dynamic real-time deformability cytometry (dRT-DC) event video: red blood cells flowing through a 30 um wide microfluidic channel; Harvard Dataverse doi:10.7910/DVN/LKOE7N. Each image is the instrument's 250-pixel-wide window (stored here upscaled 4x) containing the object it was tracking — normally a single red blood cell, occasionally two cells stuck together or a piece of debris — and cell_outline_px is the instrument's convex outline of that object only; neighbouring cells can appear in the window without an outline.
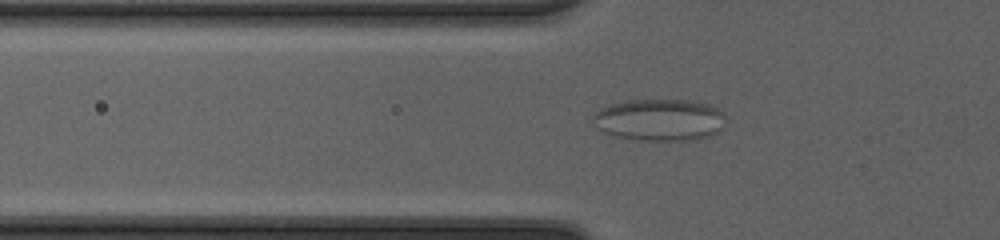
{"species": "common noctule bat (a hibernating species)", "species_latin": "Nyctalus noctula", "temperature_condition": "cold", "stored_images_in_passage": 48, "camera_frame_rate_fps": 3000, "um_per_image_px": 0.085, "animal": {"sex": "female", "body_mass_g": 20.0, "forearm_length_mm": 54.0}, "frame": {"image": 1, "passage_image": 17, "time_ms": 5.333, "image_size_px": [1000, 240], "cell_outline_px": [[720, 112], [712, 132], [704, 136], [684, 140], [640, 140], [616, 136], [604, 132], [596, 128], [592, 120], [592, 116], [600, 108], [624, 100], [684, 100], [704, 104], [716, 108]], "centroid_in_image_um": [55.82, 10.17], "position_along_channel_um": 70.0, "area_um2": 30.92}}
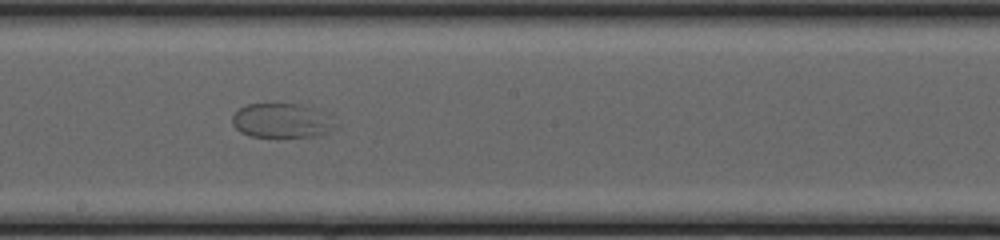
{"frame": {"image": 2, "passage_image": 28, "time_ms": 9.0, "image_size_px": [1000, 240], "cell_outline_px": [[324, 132], [312, 136], [248, 136], [240, 132], [232, 124], [232, 116], [240, 108], [248, 104], [272, 100], [300, 104], [308, 108], [320, 124]], "centroid_in_image_um": [23.47, 10.19], "position_along_channel_um": 224.7, "area_um2": 18.84}}
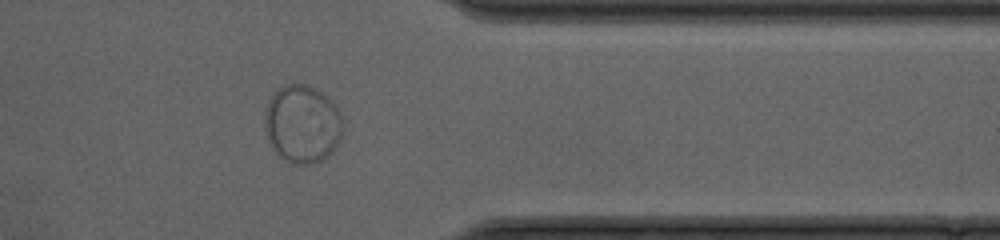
{"frame": {"image": 3, "passage_image": 40, "time_ms": 13.0, "image_size_px": [1000, 240], "cell_outline_px": [[340, 140], [332, 152], [320, 160], [312, 164], [292, 164], [280, 156], [268, 140], [268, 100], [284, 84], [304, 84], [320, 92], [336, 108], [340, 116]], "centroid_in_image_um": [25.71, 10.57], "position_along_channel_um": 385.7, "area_um2": 33.99}}